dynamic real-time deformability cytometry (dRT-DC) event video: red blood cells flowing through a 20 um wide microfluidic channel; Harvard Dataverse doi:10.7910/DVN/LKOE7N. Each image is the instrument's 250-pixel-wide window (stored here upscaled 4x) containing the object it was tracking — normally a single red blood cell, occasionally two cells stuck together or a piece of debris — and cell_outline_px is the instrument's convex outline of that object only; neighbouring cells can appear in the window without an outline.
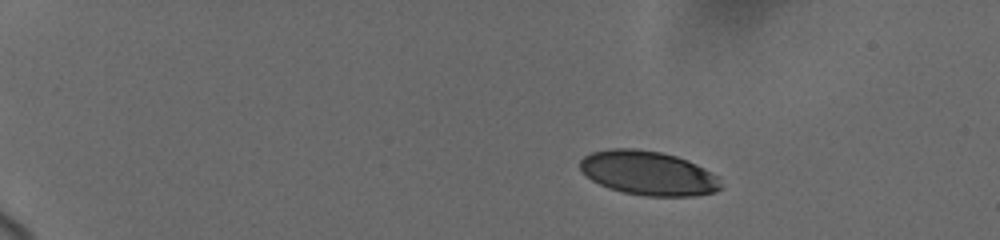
{"species": "human", "species_latin": "Homo sapiens", "temperature_condition": "cold", "stored_images_in_passage": 7, "camera_frame_rate_fps": 3000, "um_per_image_px": 0.085, "donor": {"sex": "female"}, "frame": {"image": 1, "passage_image": 1, "time_ms": 0.0, "image_size_px": [1000, 240], "cell_outline_px": [[724, 188], [716, 192], [696, 196], [644, 196], [624, 192], [608, 188], [592, 180], [580, 168], [580, 160], [584, 156], [592, 152], [608, 148], [636, 148], [660, 152], [676, 156], [688, 160], [720, 176]], "centroid_in_image_um": [55.16, 14.72], "position_along_channel_um": 29.8, "area_um2": 36.65}}
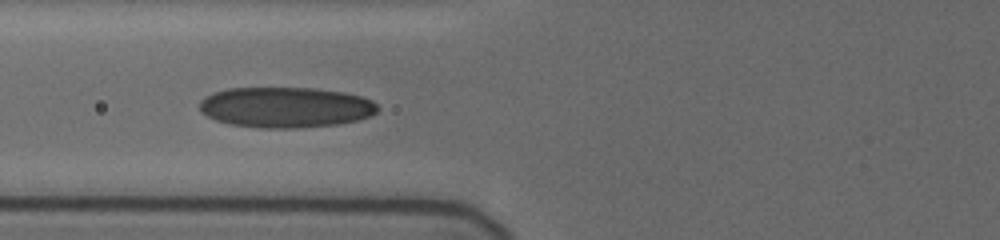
{"frame": {"image": 2, "passage_image": 6, "time_ms": 5.0, "image_size_px": [1000, 240], "cell_outline_px": [[380, 108], [372, 116], [356, 120], [336, 124], [300, 128], [260, 128], [228, 124], [216, 120], [200, 112], [200, 100], [204, 96], [212, 92], [228, 88], [316, 88], [344, 92], [360, 96], [372, 100]], "centroid_in_image_um": [24.26, 9.12], "position_along_channel_um": 101.5, "area_um2": 42.43}}
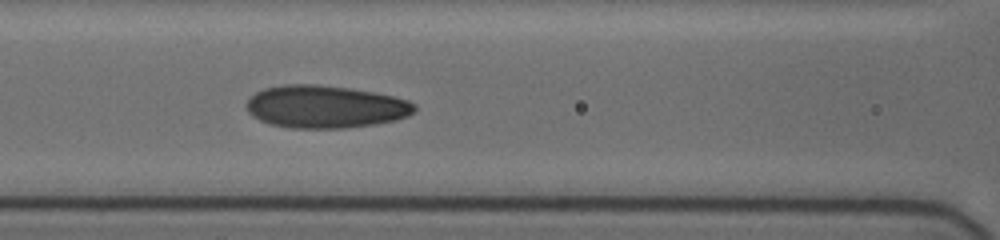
{"frame": {"image": 3, "passage_image": 7, "time_ms": 6.0, "image_size_px": [1000, 240], "cell_outline_px": [[416, 108], [408, 116], [396, 120], [376, 124], [344, 128], [292, 128], [272, 124], [260, 120], [252, 116], [248, 112], [244, 104], [256, 92], [264, 88], [284, 84], [316, 84], [348, 88], [372, 92], [392, 96], [408, 100]], "centroid_in_image_um": [27.61, 9.07], "position_along_channel_um": 139.0, "area_um2": 41.62}}